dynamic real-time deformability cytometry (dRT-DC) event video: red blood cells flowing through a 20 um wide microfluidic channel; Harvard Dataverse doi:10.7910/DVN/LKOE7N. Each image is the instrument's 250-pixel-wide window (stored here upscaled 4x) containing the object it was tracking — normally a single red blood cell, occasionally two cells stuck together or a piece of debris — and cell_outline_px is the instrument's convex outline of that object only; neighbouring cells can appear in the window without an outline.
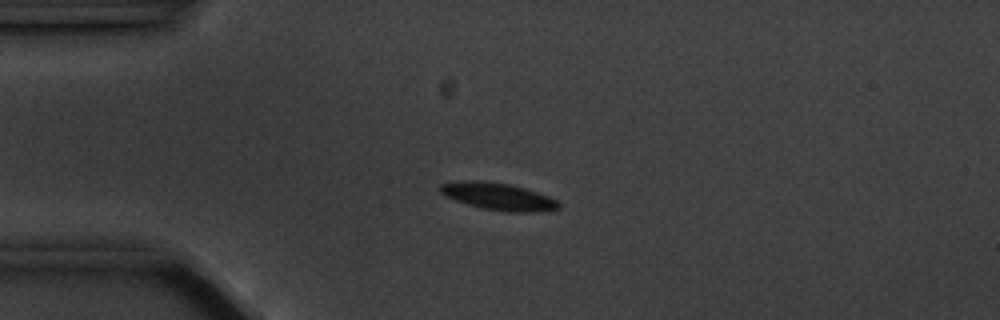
{"species": "common noctule bat (a hibernating species)", "species_latin": "Nyctalus noctula", "temperature_condition": "cold", "stored_images_in_passage": 7, "camera_frame_rate_fps": 3000, "um_per_image_px": 0.085, "animal": {"sex": "male", "body_mass_g": 20.1, "forearm_length_mm": 53.5}, "frame": {"image": 1, "passage_image": 3, "time_ms": 2.333, "image_size_px": [1000, 320], "cell_outline_px": [[560, 208], [540, 212], [508, 212], [480, 208], [444, 196], [440, 192], [440, 184], [464, 180], [476, 180], [508, 184], [524, 188], [548, 196], [556, 200], [560, 204]], "centroid_in_image_um": [42.35, 16.71], "position_along_channel_um": 42.7, "area_um2": 18.67}}